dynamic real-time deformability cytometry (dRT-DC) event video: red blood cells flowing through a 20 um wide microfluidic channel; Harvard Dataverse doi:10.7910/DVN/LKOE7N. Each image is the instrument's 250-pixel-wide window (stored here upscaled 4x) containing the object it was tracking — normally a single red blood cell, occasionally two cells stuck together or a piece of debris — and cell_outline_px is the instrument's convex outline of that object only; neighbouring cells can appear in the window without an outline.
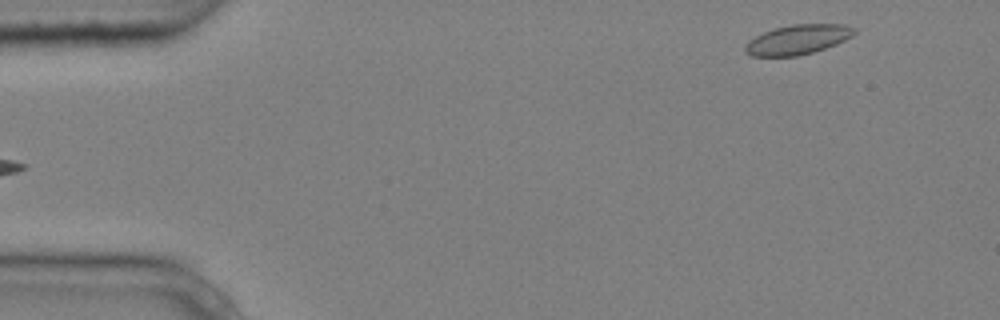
{"species": "common noctule bat (a hibernating species)", "species_latin": "Nyctalus noctula", "temperature_condition": "cold", "stored_images_in_passage": 6, "segment_of_instrument_passage": [2, 2], "camera_frame_rate_fps": 3000, "um_per_image_px": 0.085, "animal": {"sex": "male", "body_mass_g": 20.4}, "frame": {"image": 1, "passage_image": 6, "time_ms": 1.667, "image_size_px": [1000, 320], "cell_outline_px": [[856, 32], [852, 36], [836, 44], [812, 52], [796, 56], [752, 56], [744, 52], [744, 44], [748, 40], [764, 32], [776, 28], [792, 24], [844, 24], [856, 28]], "centroid_in_image_um": [67.79, 3.36], "position_along_channel_um": 17.2, "area_um2": 18.84}}